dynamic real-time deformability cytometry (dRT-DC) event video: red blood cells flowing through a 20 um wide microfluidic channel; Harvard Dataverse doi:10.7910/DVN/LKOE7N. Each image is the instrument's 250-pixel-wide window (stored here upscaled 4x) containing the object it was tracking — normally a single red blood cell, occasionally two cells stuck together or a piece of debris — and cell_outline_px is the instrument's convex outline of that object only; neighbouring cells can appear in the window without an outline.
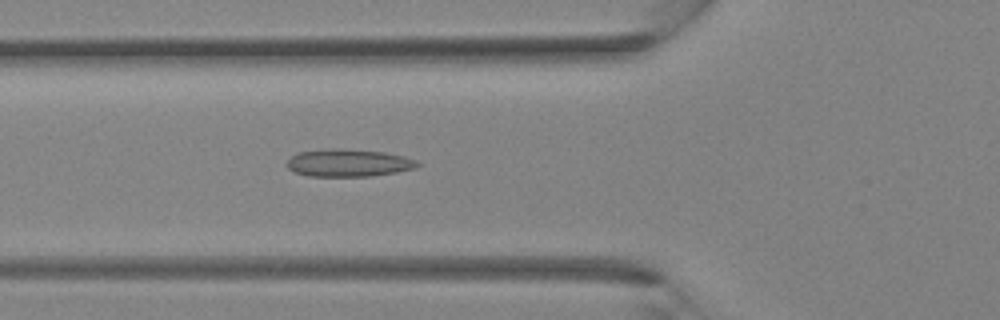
{"species": "Egyptian fruit bat (a non-hibernating species)", "species_latin": "Rousettus aegyptiacus", "temperature_condition": "room temperature", "stored_images_in_passage": 35, "camera_frame_rate_fps": 3000, "um_per_image_px": 0.085, "animal": {"sex": "female"}, "frame": {"image": 1, "passage_image": 12, "time_ms": 3.667, "image_size_px": [1000, 320], "cell_outline_px": [[420, 164], [416, 168], [396, 172], [372, 176], [308, 176], [296, 172], [288, 168], [288, 160], [296, 152], [336, 148], [340, 148], [384, 152], [404, 156], [416, 160]], "centroid_in_image_um": [29.64, 13.84], "position_along_channel_um": 96.2, "area_um2": 20.87}}
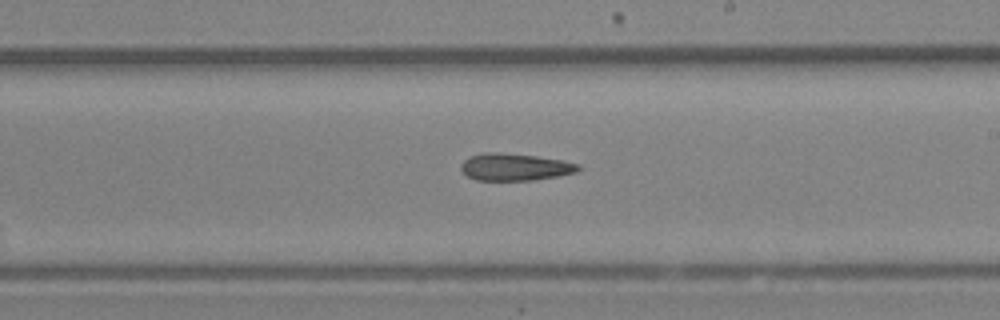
{"frame": {"image": 2, "passage_image": 20, "time_ms": 6.333, "image_size_px": [1000, 320], "cell_outline_px": [[580, 168], [576, 172], [556, 176], [532, 180], [476, 180], [468, 176], [460, 168], [460, 164], [468, 156], [484, 152], [496, 152], [536, 156], [560, 160], [580, 164]], "centroid_in_image_um": [43.72, 14.19], "position_along_channel_um": 245.3, "area_um2": 18.44}}
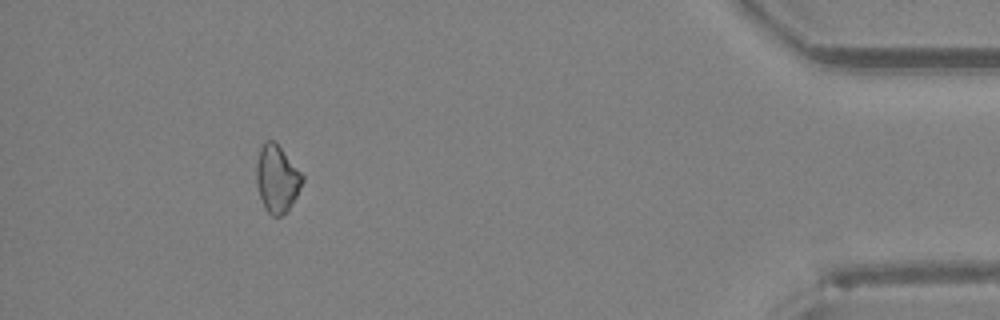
{"frame": {"image": 3, "passage_image": 32, "time_ms": 10.333, "image_size_px": [1000, 320], "cell_outline_px": [[304, 180], [288, 212], [280, 216], [272, 216], [264, 208], [256, 184], [256, 164], [260, 144], [264, 140], [272, 140], [280, 148], [304, 176]], "centroid_in_image_um": [23.52, 15.21], "position_along_channel_um": 411.7, "area_um2": 18.03}}